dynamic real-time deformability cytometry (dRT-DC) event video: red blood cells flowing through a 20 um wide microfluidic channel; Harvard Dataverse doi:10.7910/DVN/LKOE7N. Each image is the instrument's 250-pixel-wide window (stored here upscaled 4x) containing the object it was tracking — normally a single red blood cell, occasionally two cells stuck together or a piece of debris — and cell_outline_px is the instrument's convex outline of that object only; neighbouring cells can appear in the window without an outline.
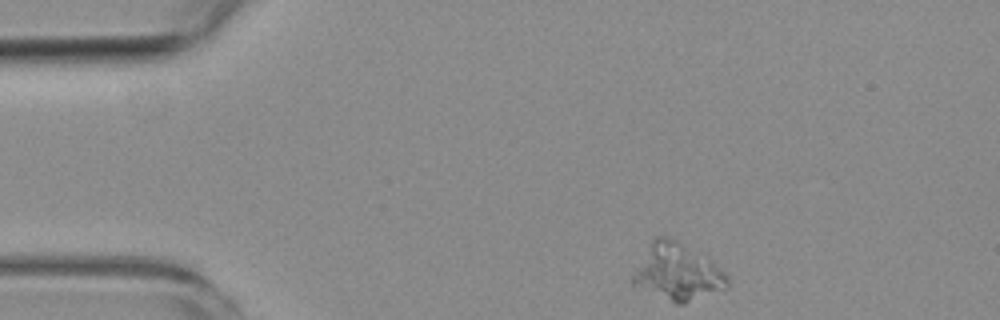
{"species": "common noctule bat (a hibernating species)", "species_latin": "Nyctalus noctula", "temperature_condition": "room temperature", "stored_images_in_passage": 4, "camera_frame_rate_fps": 3000, "um_per_image_px": 0.085, "animal": {"sex": "female", "body_mass_g": 19.3, "forearm_length_mm": 54.1}, "frame": {"image": 1, "passage_image": 1, "time_ms": 0.0, "image_size_px": [1000, 320], "cell_outline_px": [[728, 288], [684, 304], [676, 304], [632, 288], [632, 276], [652, 236], [668, 236], [704, 252], [728, 276]], "centroid_in_image_um": [57.57, 23.13], "position_along_channel_um": 27.4, "area_um2": 32.25}}
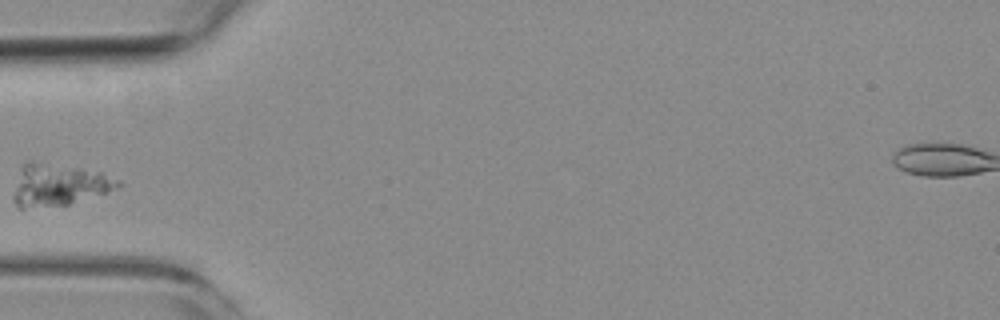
{"frame": {"image": 2, "passage_image": 4, "time_ms": 3.333, "image_size_px": [1000, 320], "cell_outline_px": [[124, 184], [120, 188], [108, 192], [68, 204], [20, 208], [12, 200], [12, 196], [24, 164], [28, 160], [80, 168], [100, 172], [120, 180]], "centroid_in_image_um": [5.04, 15.71], "position_along_channel_um": 80.0, "area_um2": 25.14}}